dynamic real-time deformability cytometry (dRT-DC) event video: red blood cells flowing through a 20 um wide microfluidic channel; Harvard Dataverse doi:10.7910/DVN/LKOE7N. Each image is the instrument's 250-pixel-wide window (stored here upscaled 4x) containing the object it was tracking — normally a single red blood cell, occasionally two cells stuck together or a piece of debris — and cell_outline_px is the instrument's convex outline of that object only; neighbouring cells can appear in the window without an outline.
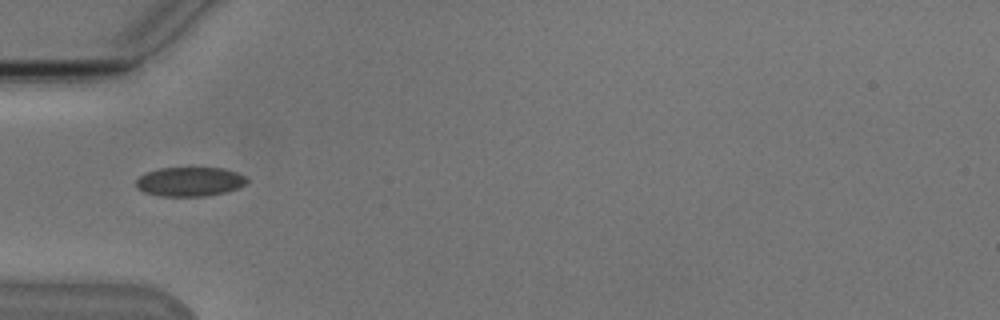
{"species": "Egyptian fruit bat (a non-hibernating species)", "species_latin": "Rousettus aegyptiacus", "temperature_condition": "cold", "stored_images_in_passage": 6, "camera_frame_rate_fps": 3000, "um_per_image_px": 0.085, "animal": {"sex": "male"}, "frame": {"image": 1, "passage_image": 3, "time_ms": 3.333, "image_size_px": [1000, 320], "cell_outline_px": [[248, 180], [240, 188], [228, 192], [204, 196], [160, 196], [144, 192], [136, 188], [136, 180], [140, 176], [148, 172], [160, 168], [224, 168], [236, 172], [244, 176]], "centroid_in_image_um": [16.14, 15.45], "position_along_channel_um": 68.9, "area_um2": 18.9}}
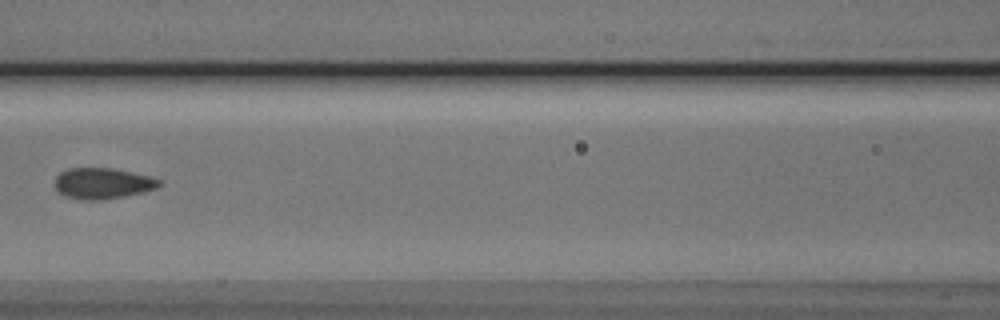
{"frame": {"image": 2, "passage_image": 5, "time_ms": 5.667, "image_size_px": [1000, 320], "cell_outline_px": [[164, 184], [156, 188], [144, 192], [104, 200], [80, 200], [68, 196], [60, 192], [56, 188], [56, 176], [60, 172], [68, 168], [112, 168], [152, 176], [164, 180]], "centroid_in_image_um": [8.8, 15.58], "position_along_channel_um": 157.8, "area_um2": 19.02}}
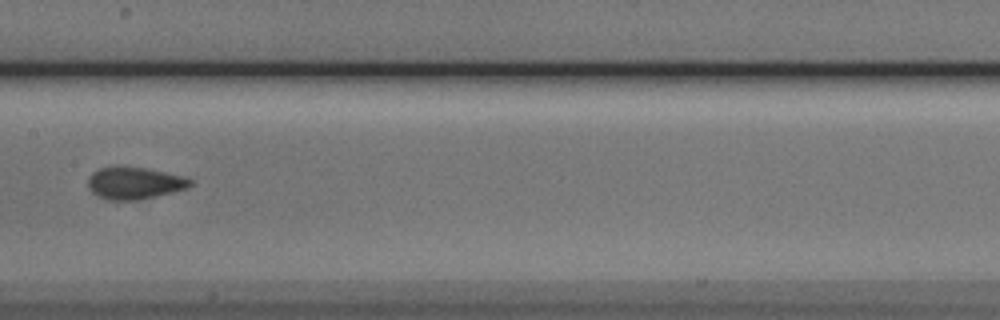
{"frame": {"image": 3, "passage_image": 6, "time_ms": 6.667, "image_size_px": [1000, 320], "cell_outline_px": [[192, 184], [188, 188], [156, 196], [136, 200], [108, 200], [92, 192], [88, 184], [88, 176], [92, 172], [100, 168], [116, 164], [144, 168], [188, 176], [192, 180]], "centroid_in_image_um": [11.44, 15.53], "position_along_channel_um": 196.0, "area_um2": 19.48}}